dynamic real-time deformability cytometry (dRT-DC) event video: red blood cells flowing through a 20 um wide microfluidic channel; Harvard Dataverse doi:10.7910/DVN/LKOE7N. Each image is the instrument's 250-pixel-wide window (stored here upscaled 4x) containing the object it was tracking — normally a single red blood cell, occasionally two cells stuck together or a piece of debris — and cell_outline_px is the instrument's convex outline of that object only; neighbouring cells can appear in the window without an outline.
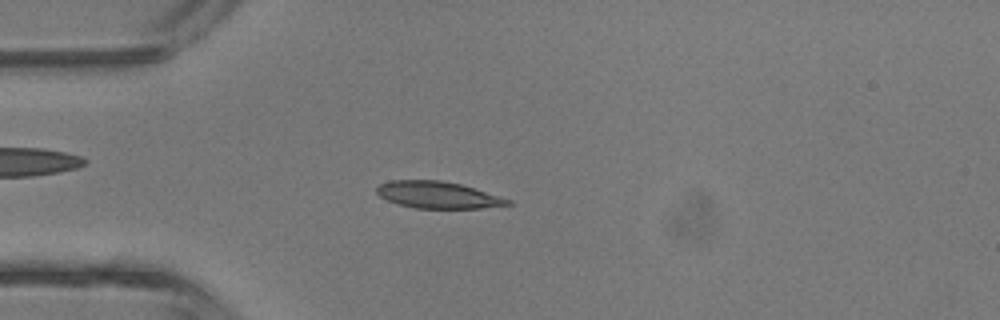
{"species": "common noctule bat (a hibernating species)", "species_latin": "Nyctalus noctula", "temperature_condition": "room temperature", "stored_images_in_passage": 3, "camera_frame_rate_fps": 3000, "um_per_image_px": 0.085, "animal": {"sex": "male", "body_mass_g": 13.3}, "frame": {"image": 1, "passage_image": 3, "time_ms": 2.333, "image_size_px": [1000, 320], "cell_outline_px": [[512, 204], [480, 208], [416, 208], [400, 204], [388, 200], [380, 196], [376, 192], [376, 188], [380, 184], [388, 180], [440, 180], [460, 184], [512, 200]], "centroid_in_image_um": [37.2, 16.56], "position_along_channel_um": 47.8, "area_um2": 20.23}}